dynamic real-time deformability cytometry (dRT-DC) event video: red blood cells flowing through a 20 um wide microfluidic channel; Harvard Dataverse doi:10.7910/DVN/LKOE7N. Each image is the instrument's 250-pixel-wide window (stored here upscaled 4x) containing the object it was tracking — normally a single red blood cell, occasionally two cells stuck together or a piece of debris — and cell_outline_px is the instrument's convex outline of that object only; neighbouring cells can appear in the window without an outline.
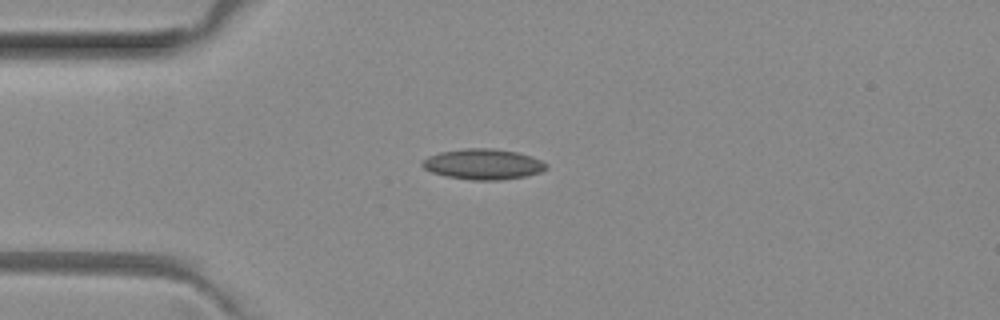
{"species": "common noctule bat (a hibernating species)", "species_latin": "Nyctalus noctula", "temperature_condition": "room temperature", "stored_images_in_passage": 3, "camera_frame_rate_fps": 3000, "um_per_image_px": 0.085, "animal": {"sex": "female", "body_mass_g": 29.2, "forearm_length_mm": 56.3}, "frame": {"image": 1, "passage_image": 3, "time_ms": 0.667, "image_size_px": [1000, 320], "cell_outline_px": [[548, 168], [540, 172], [524, 176], [500, 180], [472, 180], [448, 176], [432, 172], [424, 168], [420, 164], [428, 156], [440, 152], [464, 148], [492, 148], [516, 152], [532, 156], [548, 164]], "centroid_in_image_um": [41.08, 13.95], "position_along_channel_um": 43.9, "area_um2": 21.96}}